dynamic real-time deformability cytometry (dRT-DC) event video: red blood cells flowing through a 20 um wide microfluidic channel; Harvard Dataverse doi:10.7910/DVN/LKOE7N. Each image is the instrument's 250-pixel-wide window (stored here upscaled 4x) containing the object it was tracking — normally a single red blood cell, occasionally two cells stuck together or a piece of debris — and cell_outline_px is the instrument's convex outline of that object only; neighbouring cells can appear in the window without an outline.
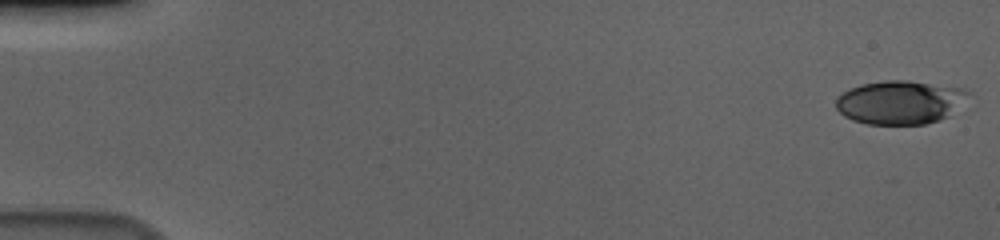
{"species": "human", "species_latin": "Homo sapiens", "temperature_condition": "cold", "stored_images_in_passage": 18, "camera_frame_rate_fps": 3000, "um_per_image_px": 0.085, "donor": {"sex": "male"}, "frame": {"image": 1, "passage_image": 1, "time_ms": 0.0, "image_size_px": [1000, 240], "cell_outline_px": [[972, 92], [940, 120], [924, 124], [868, 124], [852, 120], [844, 116], [836, 108], [836, 96], [848, 88], [860, 84], [884, 80], [908, 80], [964, 88]], "centroid_in_image_um": [76.42, 8.67], "position_along_channel_um": 8.6, "area_um2": 33.47}}
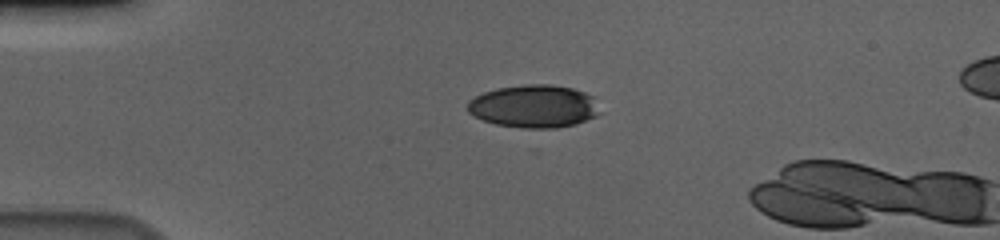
{"frame": {"image": 2, "passage_image": 14, "time_ms": 4.333, "image_size_px": [1000, 240], "cell_outline_px": [[600, 112], [596, 116], [576, 124], [556, 128], [524, 128], [496, 124], [484, 120], [468, 112], [468, 100], [484, 92], [496, 88], [524, 84], [552, 84], [572, 88], [584, 92], [592, 96]], "centroid_in_image_um": [45.39, 9.03], "position_along_channel_um": 39.6, "area_um2": 32.95}}